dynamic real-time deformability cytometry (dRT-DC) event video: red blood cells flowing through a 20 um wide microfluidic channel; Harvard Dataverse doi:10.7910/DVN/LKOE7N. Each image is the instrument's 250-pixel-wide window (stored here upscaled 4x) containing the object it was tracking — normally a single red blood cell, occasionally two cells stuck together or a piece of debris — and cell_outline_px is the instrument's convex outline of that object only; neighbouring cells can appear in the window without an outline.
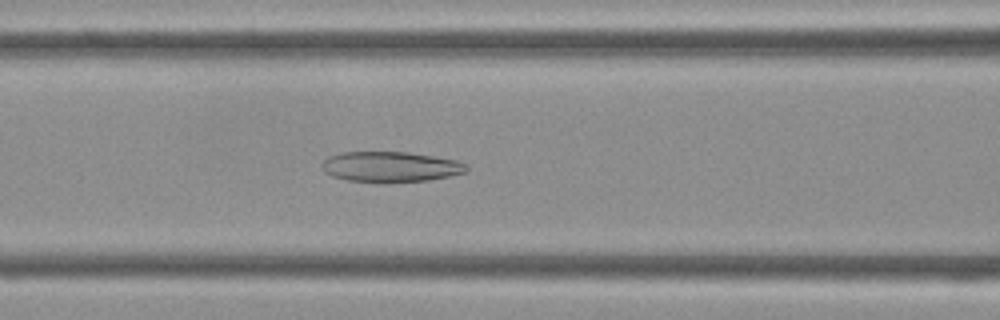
{"species": "Egyptian fruit bat (a non-hibernating species)", "species_latin": "Rousettus aegyptiacus", "temperature_condition": "cold", "stored_images_in_passage": 44, "camera_frame_rate_fps": 3000, "um_per_image_px": 0.085, "frame": {"image": 1, "passage_image": 18, "time_ms": 5.667, "image_size_px": [1000, 320], "cell_outline_px": [[468, 168], [464, 172], [448, 176], [428, 180], [380, 184], [348, 180], [332, 176], [324, 172], [320, 164], [328, 156], [340, 152], [408, 152], [456, 160], [468, 164]], "centroid_in_image_um": [33.14, 14.19], "position_along_channel_um": 133.5, "area_um2": 26.01}}
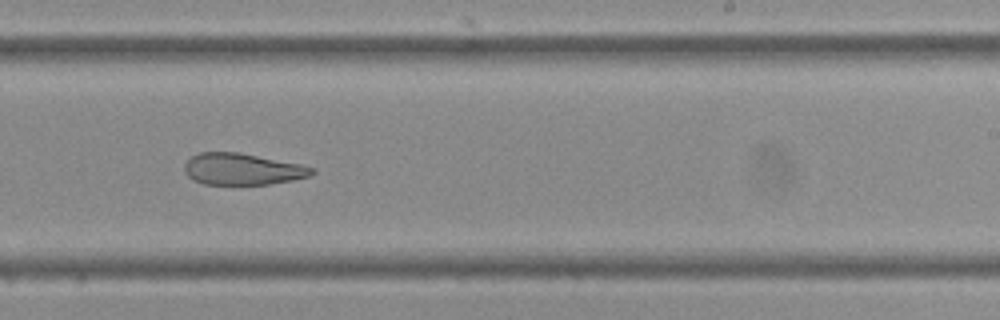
{"frame": {"image": 2, "passage_image": 27, "time_ms": 8.667, "image_size_px": [1000, 320], "cell_outline_px": [[316, 172], [308, 176], [292, 180], [268, 184], [204, 184], [188, 176], [184, 168], [184, 164], [192, 156], [200, 152], [236, 152], [300, 164], [316, 168]], "centroid_in_image_um": [20.61, 14.37], "position_along_channel_um": 268.4, "area_um2": 23.12}}
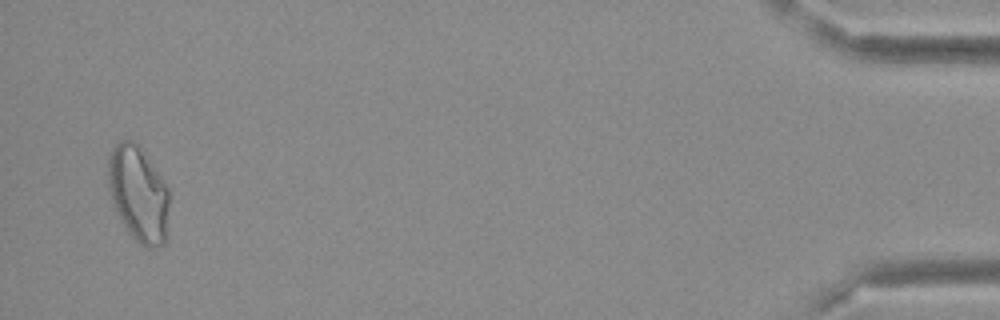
{"frame": {"image": 3, "passage_image": 43, "time_ms": 14.0, "image_size_px": [1000, 320], "cell_outline_px": [[168, 236], [164, 244], [152, 248], [148, 248], [140, 244], [128, 232], [112, 200], [108, 188], [108, 160], [112, 148], [120, 140], [132, 140], [140, 148], [164, 180], [168, 188]], "centroid_in_image_um": [11.78, 16.5], "position_along_channel_um": 423.4, "area_um2": 33.87}}